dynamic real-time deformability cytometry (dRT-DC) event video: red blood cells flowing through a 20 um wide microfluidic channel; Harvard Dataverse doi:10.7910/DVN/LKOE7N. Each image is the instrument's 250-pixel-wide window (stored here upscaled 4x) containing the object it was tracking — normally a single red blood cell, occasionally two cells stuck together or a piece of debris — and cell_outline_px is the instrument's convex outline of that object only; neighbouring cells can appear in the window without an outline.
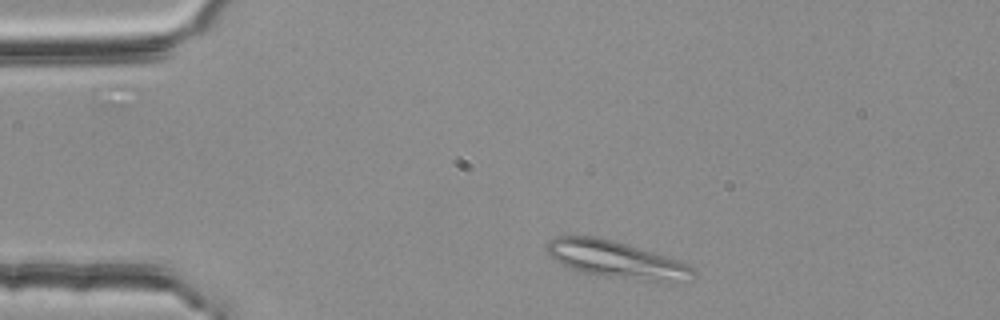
{"species": "common noctule bat (a hibernating species)", "species_latin": "Nyctalus noctula", "temperature_condition": "room temperature", "stored_images_in_passage": 1, "camera_frame_rate_fps": 3000, "um_per_image_px": 0.085, "animal": {"sex": "female", "body_mass_g": 25.1}, "frame": {"image": 1, "passage_image": 1, "time_ms": 0.0, "image_size_px": [1000, 320], "cell_outline_px": [[696, 276], [692, 280], [672, 284], [664, 284], [584, 272], [572, 268], [552, 260], [544, 248], [548, 240], [556, 236], [592, 236], [612, 240], [680, 260], [696, 268]], "centroid_in_image_um": [52.49, 22.1], "position_along_channel_um": 32.5, "area_um2": 32.19}}